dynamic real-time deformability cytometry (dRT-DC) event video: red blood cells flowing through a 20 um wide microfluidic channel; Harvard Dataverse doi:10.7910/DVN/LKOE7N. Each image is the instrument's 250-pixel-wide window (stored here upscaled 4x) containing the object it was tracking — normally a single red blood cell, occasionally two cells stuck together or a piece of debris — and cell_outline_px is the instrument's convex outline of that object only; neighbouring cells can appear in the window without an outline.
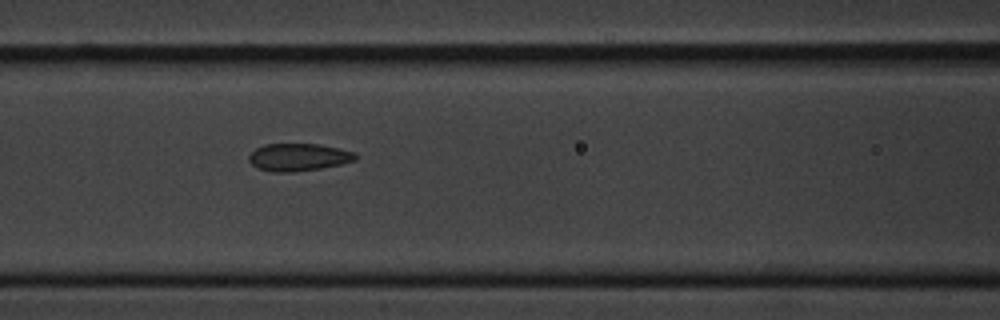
{"species": "common noctule bat (a hibernating species)", "species_latin": "Nyctalus noctula", "temperature_condition": "cold", "stored_images_in_passage": 5, "camera_frame_rate_fps": 3000, "um_per_image_px": 0.085, "animal": {"sex": "male", "body_mass_g": 20.1, "forearm_length_mm": 53.5}, "frame": {"image": 1, "passage_image": 3, "time_ms": 2.333, "image_size_px": [1000, 320], "cell_outline_px": [[356, 160], [340, 164], [320, 168], [292, 172], [272, 172], [256, 168], [248, 160], [248, 156], [256, 148], [264, 144], [320, 144], [340, 148], [356, 152]], "centroid_in_image_um": [25.36, 13.36], "position_along_channel_um": 141.2, "area_um2": 17.17}}
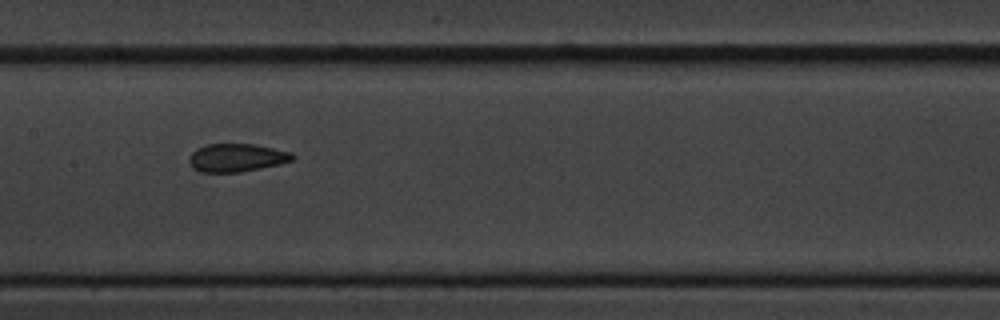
{"frame": {"image": 2, "passage_image": 4, "time_ms": 3.667, "image_size_px": [1000, 320], "cell_outline_px": [[296, 156], [292, 160], [280, 164], [240, 172], [200, 172], [192, 168], [188, 160], [192, 152], [196, 148], [204, 144], [256, 144], [292, 152]], "centroid_in_image_um": [20.1, 13.4], "position_along_channel_um": 187.3, "area_um2": 17.11}}
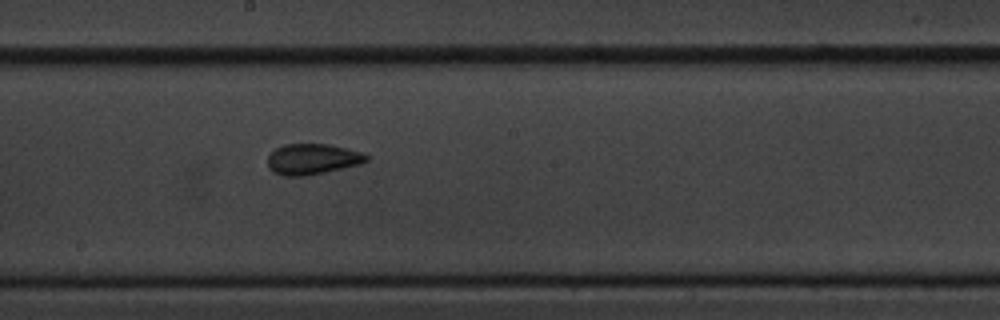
{"frame": {"image": 3, "passage_image": 5, "time_ms": 4.667, "image_size_px": [1000, 320], "cell_outline_px": [[368, 160], [360, 164], [324, 172], [304, 176], [284, 176], [272, 172], [268, 168], [268, 156], [276, 148], [284, 144], [328, 144], [364, 152], [368, 156]], "centroid_in_image_um": [26.55, 13.52], "position_along_channel_um": 221.7, "area_um2": 17.69}}